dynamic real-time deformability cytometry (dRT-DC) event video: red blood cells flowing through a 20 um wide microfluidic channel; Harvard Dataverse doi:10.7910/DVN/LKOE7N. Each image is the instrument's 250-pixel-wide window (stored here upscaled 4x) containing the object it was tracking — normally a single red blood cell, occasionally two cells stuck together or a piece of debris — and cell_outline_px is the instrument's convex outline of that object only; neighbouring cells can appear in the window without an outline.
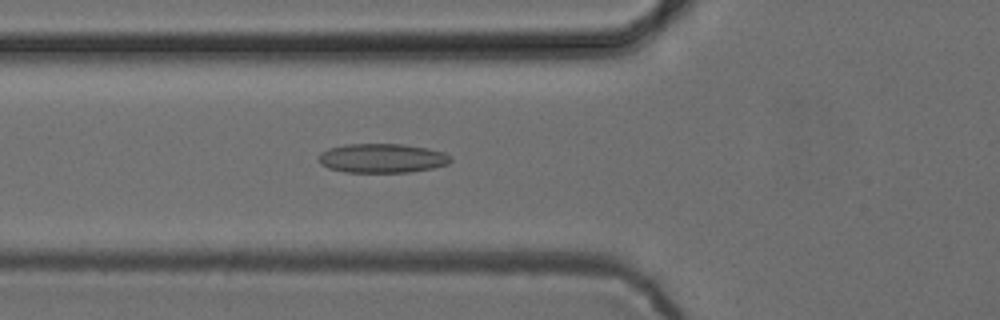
{"species": "common noctule bat (a hibernating species)", "species_latin": "Nyctalus noctula", "temperature_condition": "cold", "stored_images_in_passage": 52, "camera_frame_rate_fps": 3000, "um_per_image_px": 0.085, "animal": {"sex": "female", "body_mass_g": 24.6, "forearm_length_mm": 56.2}, "frame": {"image": 1, "passage_image": 19, "time_ms": 6.0, "image_size_px": [1000, 320], "cell_outline_px": [[452, 160], [448, 164], [432, 168], [412, 172], [344, 172], [328, 168], [320, 164], [320, 152], [328, 148], [344, 144], [404, 144], [428, 148], [444, 152], [452, 156]], "centroid_in_image_um": [32.5, 13.44], "position_along_channel_um": 93.3, "area_um2": 22.66}}
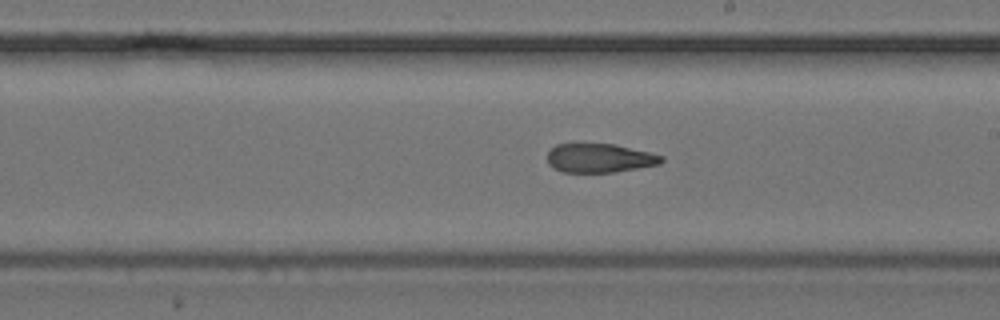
{"frame": {"image": 2, "passage_image": 30, "time_ms": 9.667, "image_size_px": [1000, 320], "cell_outline_px": [[664, 160], [660, 164], [616, 172], [564, 172], [552, 168], [548, 164], [548, 152], [556, 144], [572, 140], [616, 144], [664, 156]], "centroid_in_image_um": [50.9, 13.38], "position_along_channel_um": 238.1, "area_um2": 20.11}}
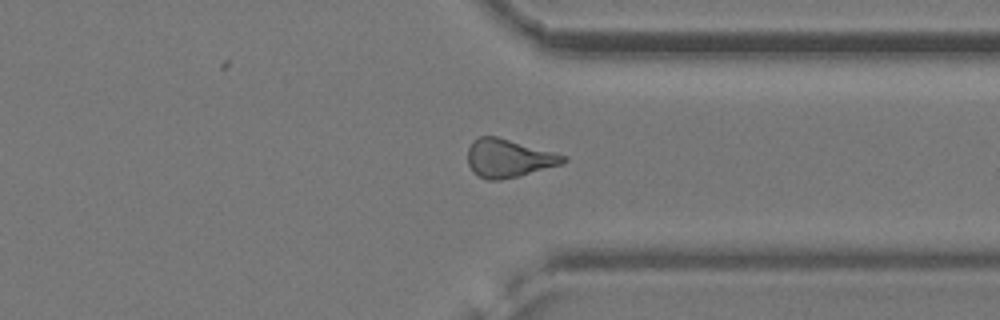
{"frame": {"image": 3, "passage_image": 40, "time_ms": 13.0, "image_size_px": [1000, 320], "cell_outline_px": [[568, 160], [564, 164], [520, 176], [500, 180], [488, 180], [480, 176], [468, 164], [468, 148], [472, 140], [480, 136], [496, 136], [568, 156]], "centroid_in_image_um": [43.27, 13.45], "position_along_channel_um": 368.1, "area_um2": 21.27}, "authors_computed_cell_mechanics": {"area_um2": 21.1259, "velocity_mm_per_s": 3.9323, "shape_relaxation_time_tau1_ms": null, "shape_relaxation_time_tau2_ms": 2.9747, "deformation_change_tau1": null, "deformation_change_tau2": 0.1137}}